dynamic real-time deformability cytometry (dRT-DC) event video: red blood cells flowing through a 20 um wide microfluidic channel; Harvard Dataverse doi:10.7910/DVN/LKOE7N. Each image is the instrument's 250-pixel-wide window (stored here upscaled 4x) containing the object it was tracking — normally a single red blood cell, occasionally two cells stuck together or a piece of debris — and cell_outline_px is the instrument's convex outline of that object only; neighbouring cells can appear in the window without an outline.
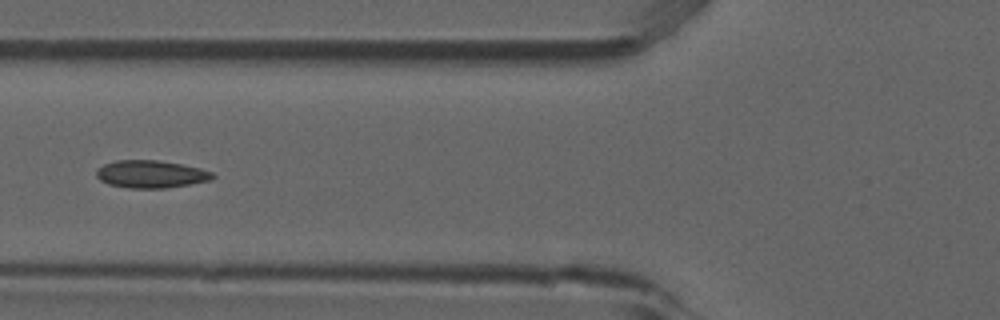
{"species": "common noctule bat (a hibernating species)", "species_latin": "Nyctalus noctula", "temperature_condition": "room temperature", "stored_images_in_passage": 8, "camera_frame_rate_fps": 3000, "um_per_image_px": 0.085, "animal": {"sex": "male", "forearm_length_mm": 52.5}, "frame": {"image": 1, "passage_image": 4, "time_ms": 1.0, "image_size_px": [1000, 320], "cell_outline_px": [[216, 176], [212, 180], [164, 188], [128, 188], [108, 184], [100, 180], [96, 176], [96, 168], [104, 164], [116, 160], [156, 160], [180, 164], [200, 168], [212, 172]], "centroid_in_image_um": [12.8, 14.8], "position_along_channel_um": 113.0, "area_um2": 18.67}}
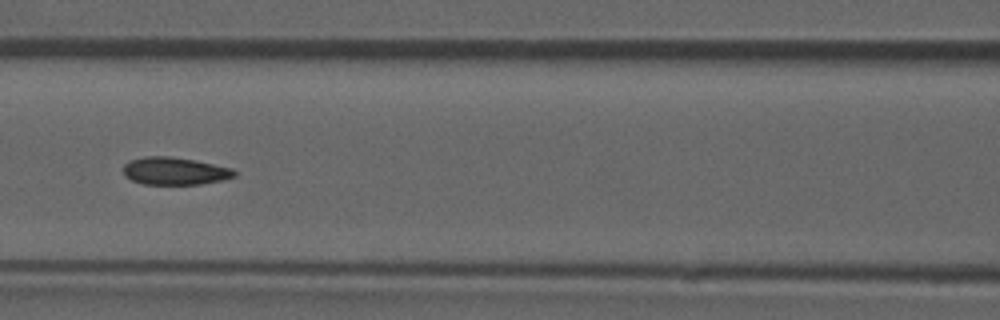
{"frame": {"image": 2, "passage_image": 5, "time_ms": 1.333, "image_size_px": [1000, 320], "cell_outline_px": [[236, 176], [224, 180], [200, 184], [144, 184], [132, 180], [124, 176], [124, 164], [132, 160], [144, 156], [172, 156], [196, 160], [232, 168], [236, 172]], "centroid_in_image_um": [14.88, 14.53], "position_along_channel_um": 151.7, "area_um2": 17.92}}